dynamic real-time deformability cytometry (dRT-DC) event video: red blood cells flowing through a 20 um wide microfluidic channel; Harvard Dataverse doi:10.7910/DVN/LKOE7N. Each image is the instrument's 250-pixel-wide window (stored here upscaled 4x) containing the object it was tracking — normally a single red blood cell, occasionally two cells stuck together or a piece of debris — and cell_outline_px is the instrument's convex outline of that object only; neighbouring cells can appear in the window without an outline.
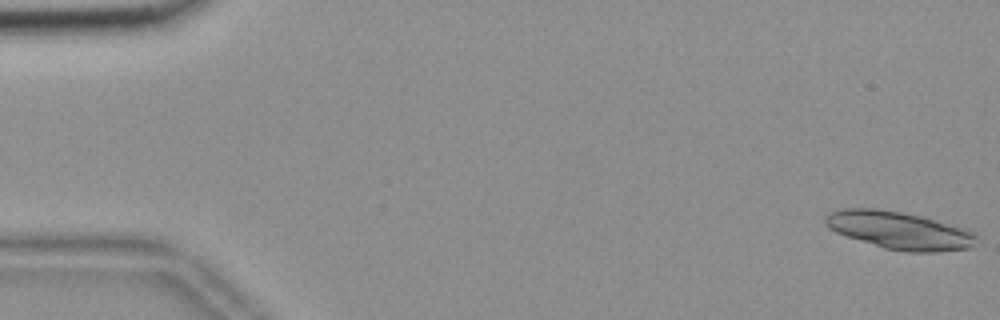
{"species": "common noctule bat (a hibernating species)", "species_latin": "Nyctalus noctula", "temperature_condition": "room temperature", "stored_images_in_passage": 33, "camera_frame_rate_fps": 3000, "um_per_image_px": 0.085, "animal": {"sex": "female", "body_mass_g": 18.4}, "frame": {"image": 1, "passage_image": 1, "time_ms": 0.0, "image_size_px": [1000, 320], "cell_outline_px": [[976, 236], [972, 248], [940, 252], [908, 252], [884, 248], [836, 232], [828, 228], [824, 224], [824, 220], [832, 212], [844, 208], [872, 208], [900, 212], [924, 216], [968, 228]], "centroid_in_image_um": [76.5, 19.58], "position_along_channel_um": 8.5, "area_um2": 33.12}}